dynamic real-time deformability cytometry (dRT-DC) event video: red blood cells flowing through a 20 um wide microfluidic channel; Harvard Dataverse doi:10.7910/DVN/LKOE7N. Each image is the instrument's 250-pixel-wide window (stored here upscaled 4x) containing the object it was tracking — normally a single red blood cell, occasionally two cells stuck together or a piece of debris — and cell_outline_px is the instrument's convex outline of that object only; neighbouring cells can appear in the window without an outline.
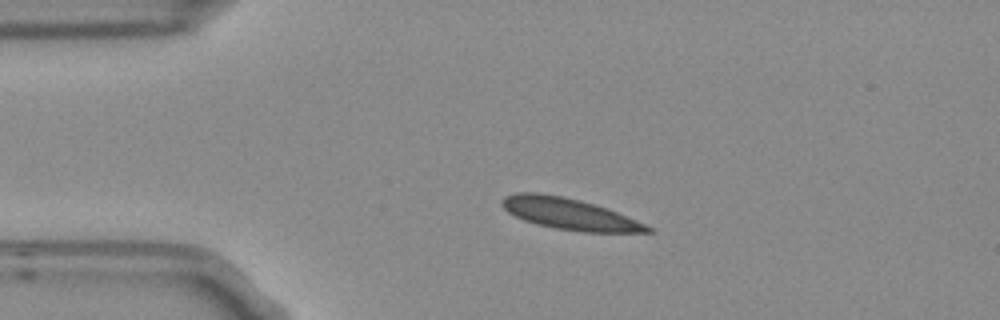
{"species": "Egyptian fruit bat (a non-hibernating species)", "species_latin": "Rousettus aegyptiacus", "temperature_condition": "room temperature", "stored_images_in_passage": 2, "camera_frame_rate_fps": 3000, "um_per_image_px": 0.085, "frame": {"image": 1, "passage_image": 2, "time_ms": 0.333, "image_size_px": [1000, 320], "cell_outline_px": [[656, 232], [580, 232], [556, 228], [536, 224], [524, 220], [508, 212], [500, 204], [500, 200], [504, 196], [516, 192], [540, 192], [580, 200], [616, 212], [636, 220], [652, 228]], "centroid_in_image_um": [48.33, 18.17], "position_along_channel_um": 36.7, "area_um2": 26.36}}